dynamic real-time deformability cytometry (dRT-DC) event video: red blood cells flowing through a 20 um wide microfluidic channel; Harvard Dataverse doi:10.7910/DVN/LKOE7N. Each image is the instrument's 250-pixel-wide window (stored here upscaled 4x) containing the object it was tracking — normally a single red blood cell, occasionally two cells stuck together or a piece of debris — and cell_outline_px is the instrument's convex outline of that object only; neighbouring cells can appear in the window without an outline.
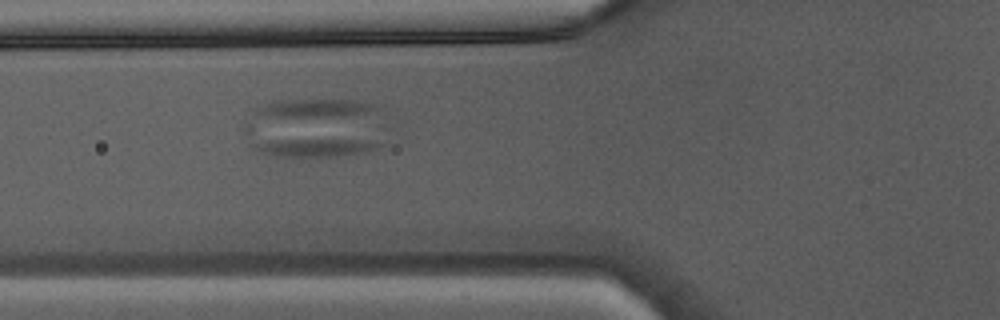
{"species": "Egyptian fruit bat (a non-hibernating species)", "species_latin": "Rousettus aegyptiacus", "temperature_condition": "warm", "stored_images_in_passage": 36, "segment_of_instrument_passage": [2, 2], "camera_frame_rate_fps": 3000, "um_per_image_px": 0.085, "animal": {"sex": "male"}, "frame": {"image": 1, "passage_image": 8, "time_ms": 2.333, "image_size_px": [1000, 320], "cell_outline_px": [[384, 144], [380, 148], [368, 152], [320, 160], [280, 156], [264, 152], [256, 148], [252, 144], [240, 128], [256, 108], [260, 104], [276, 100], [308, 96], [352, 100], [372, 104], [384, 108]], "centroid_in_image_um": [26.84, 10.85], "position_along_channel_um": 99.0, "area_um2": 53.23}}
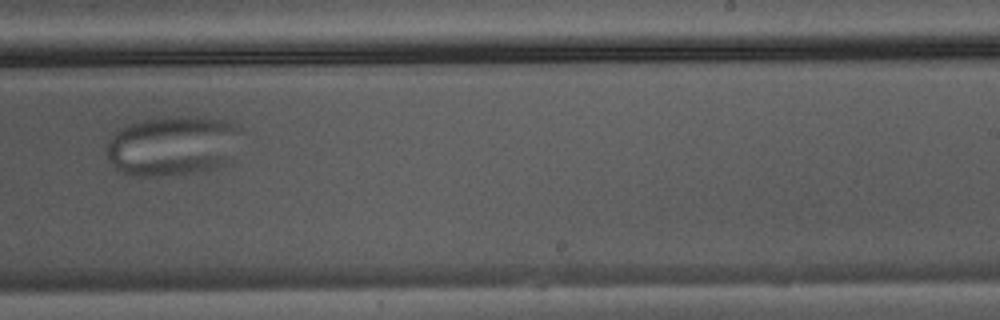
{"frame": {"image": 2, "passage_image": 20, "time_ms": 6.333, "image_size_px": [1000, 320], "cell_outline_px": [[240, 128], [228, 160], [212, 168], [192, 172], [156, 176], [136, 176], [124, 172], [116, 168], [112, 164], [108, 156], [108, 144], [112, 136], [120, 128], [144, 120], [168, 116], [188, 116], [224, 120], [236, 124]], "centroid_in_image_um": [14.62, 12.37], "position_along_channel_um": 274.4, "area_um2": 45.72}}
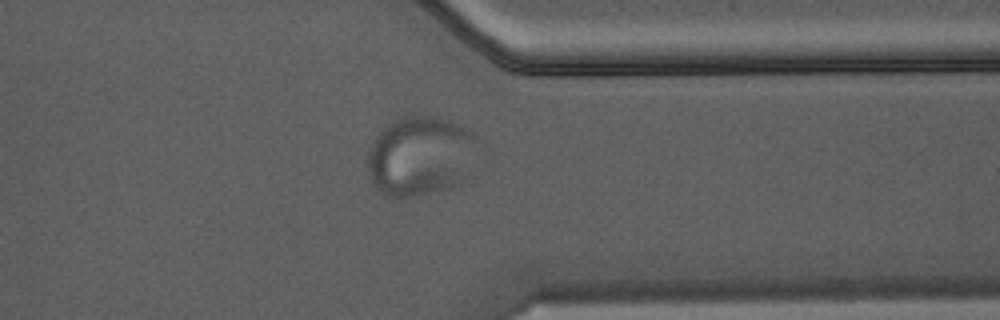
{"frame": {"image": 3, "passage_image": 27, "time_ms": 8.667, "image_size_px": [1000, 320], "cell_outline_px": [[476, 136], [464, 180], [460, 184], [440, 192], [412, 196], [384, 196], [380, 192], [368, 176], [368, 152], [376, 136], [396, 116], [436, 116], [448, 120], [464, 128]], "centroid_in_image_um": [35.66, 13.27], "position_along_channel_um": 375.7, "area_um2": 50.52}}